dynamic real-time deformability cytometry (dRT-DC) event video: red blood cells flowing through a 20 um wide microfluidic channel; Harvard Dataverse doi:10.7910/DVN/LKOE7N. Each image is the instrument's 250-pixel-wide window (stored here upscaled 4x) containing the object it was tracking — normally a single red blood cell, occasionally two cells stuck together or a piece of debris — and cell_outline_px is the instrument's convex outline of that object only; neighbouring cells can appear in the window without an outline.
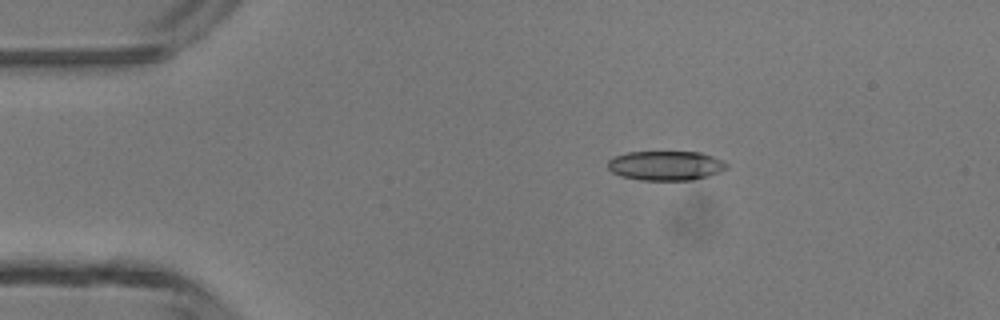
{"species": "common noctule bat (a hibernating species)", "species_latin": "Nyctalus noctula", "temperature_condition": "room temperature", "stored_images_in_passage": 7, "camera_frame_rate_fps": 3000, "um_per_image_px": 0.085, "animal": {"sex": "male", "body_mass_g": 13.3}, "frame": {"image": 1, "passage_image": 3, "time_ms": 2.333, "image_size_px": [1000, 320], "cell_outline_px": [[728, 168], [720, 172], [708, 176], [692, 180], [640, 180], [620, 176], [612, 172], [608, 168], [608, 160], [616, 156], [628, 152], [700, 152], [712, 156], [728, 164]], "centroid_in_image_um": [56.59, 14.08], "position_along_channel_um": 28.4, "area_um2": 20.4}}
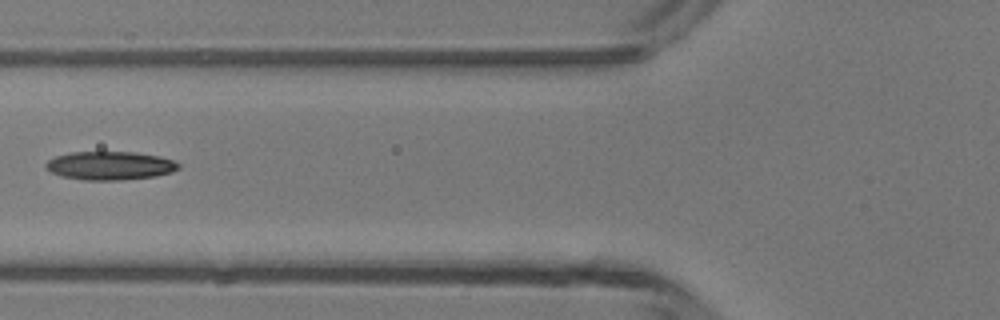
{"frame": {"image": 2, "passage_image": 6, "time_ms": 5.667, "image_size_px": [1000, 320], "cell_outline_px": [[180, 168], [172, 172], [156, 176], [120, 180], [84, 180], [60, 176], [44, 168], [44, 164], [48, 160], [56, 156], [68, 152], [136, 152], [160, 156], [172, 160], [180, 164]], "centroid_in_image_um": [9.33, 14.08], "position_along_channel_um": 116.5, "area_um2": 22.2}}
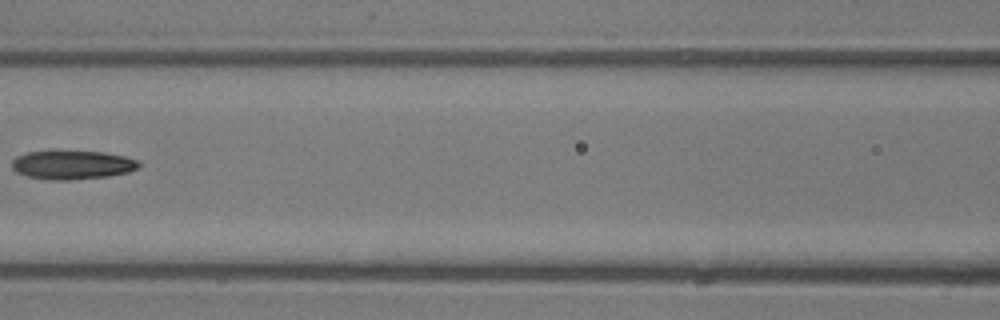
{"frame": {"image": 3, "passage_image": 7, "time_ms": 6.667, "image_size_px": [1000, 320], "cell_outline_px": [[140, 164], [136, 168], [128, 172], [108, 176], [68, 180], [48, 180], [28, 176], [16, 172], [12, 168], [12, 160], [16, 156], [28, 152], [56, 148], [104, 152], [124, 156], [136, 160]], "centroid_in_image_um": [6.07, 13.97], "position_along_channel_um": 160.5, "area_um2": 22.02}}